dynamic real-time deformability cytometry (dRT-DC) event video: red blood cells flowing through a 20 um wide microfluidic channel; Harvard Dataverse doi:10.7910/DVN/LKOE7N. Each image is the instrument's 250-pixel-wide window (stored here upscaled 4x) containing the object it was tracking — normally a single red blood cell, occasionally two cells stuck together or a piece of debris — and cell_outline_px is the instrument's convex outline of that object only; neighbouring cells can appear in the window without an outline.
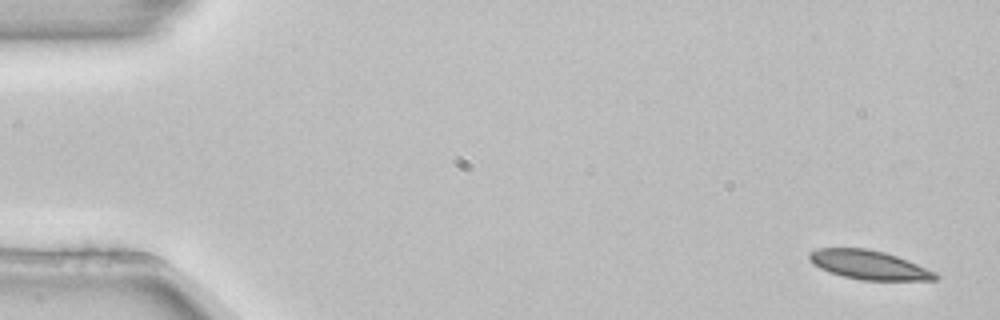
{"species": "common noctule bat (a hibernating species)", "species_latin": "Nyctalus noctula", "temperature_condition": "room temperature", "stored_images_in_passage": 4, "camera_frame_rate_fps": 3000, "um_per_image_px": 0.085, "animal": {"sex": "female", "body_mass_g": 22.7, "forearm_length_mm": 54.2}, "frame": {"image": 1, "passage_image": 1, "time_ms": 0.0, "image_size_px": [1000, 320], "cell_outline_px": [[940, 280], [860, 280], [828, 272], [812, 264], [808, 260], [808, 252], [816, 248], [868, 248], [884, 252], [896, 256], [936, 272], [940, 276]], "centroid_in_image_um": [73.82, 22.51], "position_along_channel_um": 11.2, "area_um2": 21.44}}
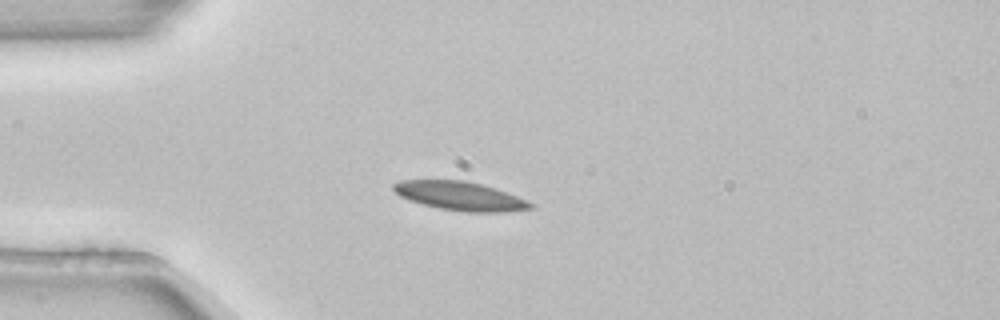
{"frame": {"image": 2, "passage_image": 3, "time_ms": 0.667, "image_size_px": [1000, 320], "cell_outline_px": [[536, 208], [504, 212], [464, 212], [440, 208], [408, 200], [400, 196], [392, 188], [392, 184], [400, 180], [464, 180], [496, 188], [528, 200], [536, 204]], "centroid_in_image_um": [39.16, 16.66], "position_along_channel_um": 45.8, "area_um2": 23.12}}
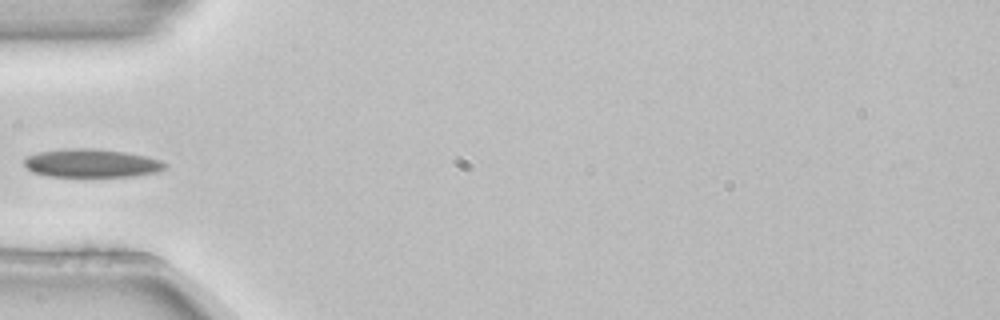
{"frame": {"image": 3, "passage_image": 4, "time_ms": 1.0, "image_size_px": [1000, 320], "cell_outline_px": [[168, 164], [164, 168], [156, 172], [132, 176], [48, 176], [32, 172], [24, 164], [24, 156], [40, 152], [68, 148], [92, 148], [124, 152], [144, 156], [160, 160]], "centroid_in_image_um": [7.74, 13.87], "position_along_channel_um": 77.3, "area_um2": 23.06}}